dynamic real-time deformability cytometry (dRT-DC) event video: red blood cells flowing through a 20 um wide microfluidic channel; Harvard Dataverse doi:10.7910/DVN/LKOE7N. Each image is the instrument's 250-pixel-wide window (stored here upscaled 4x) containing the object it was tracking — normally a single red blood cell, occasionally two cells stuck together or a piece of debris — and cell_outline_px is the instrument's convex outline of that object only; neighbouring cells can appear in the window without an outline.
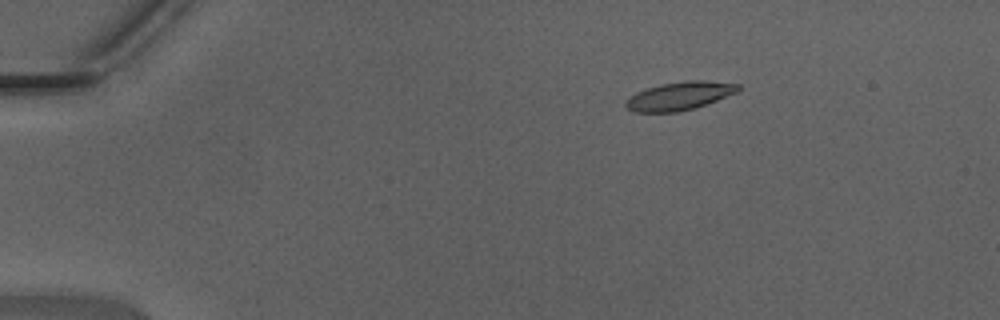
{"species": "Egyptian fruit bat (a non-hibernating species)", "species_latin": "Rousettus aegyptiacus", "temperature_condition": "warm", "stored_images_in_passage": 41, "camera_frame_rate_fps": 3000, "um_per_image_px": 0.085, "animal": {"sex": "male"}, "frame": {"image": 1, "passage_image": 2, "time_ms": 0.333, "image_size_px": [1000, 320], "cell_outline_px": [[740, 88], [736, 92], [696, 108], [680, 112], [632, 112], [624, 104], [624, 100], [636, 92], [660, 84], [684, 80], [704, 80], [740, 84]], "centroid_in_image_um": [57.72, 8.15], "position_along_channel_um": 27.3, "area_um2": 18.61}}
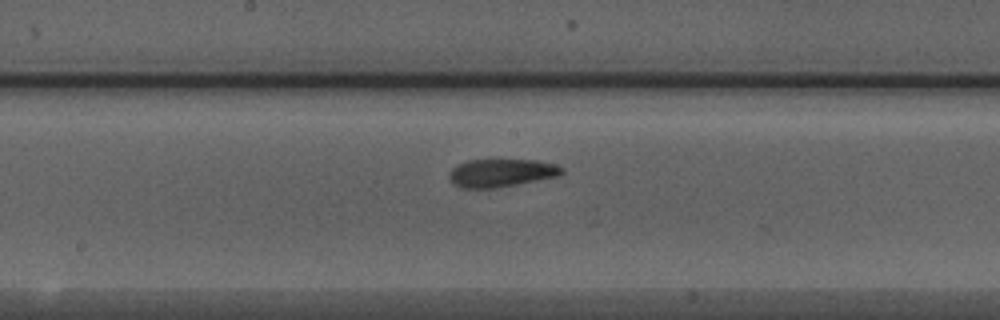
{"frame": {"image": 2, "passage_image": 20, "time_ms": 6.333, "image_size_px": [1000, 320], "cell_outline_px": [[564, 172], [560, 176], [496, 188], [464, 188], [456, 184], [448, 176], [452, 168], [456, 164], [468, 160], [536, 160], [556, 164], [564, 168]], "centroid_in_image_um": [42.65, 14.69], "position_along_channel_um": 205.5, "area_um2": 18.38}}
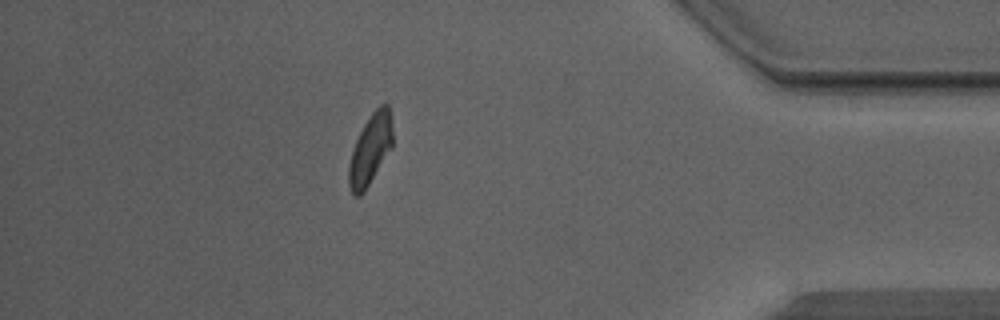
{"frame": {"image": 3, "passage_image": 36, "time_ms": 11.667, "image_size_px": [1000, 320], "cell_outline_px": [[392, 148], [364, 192], [360, 196], [356, 196], [352, 192], [348, 184], [348, 168], [352, 152], [356, 140], [364, 124], [372, 112], [380, 104], [388, 104], [392, 116]], "centroid_in_image_um": [31.5, 12.69], "position_along_channel_um": 403.7, "area_um2": 17.98}, "authors_computed_cell_mechanics": {"area_um2": 18.4382, "velocity_mm_per_s": 4.4013, "shape_relaxation_time_tau1_ms": 4.3156, "shape_relaxation_time_tau2_ms": 1.7613, "deformation_change_tau1": 0.1626, "deformation_change_tau2": 0.0859}}